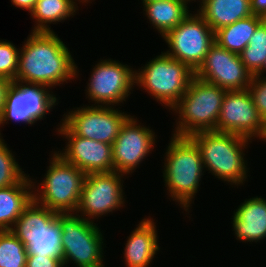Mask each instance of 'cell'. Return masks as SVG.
<instances>
[{
    "instance_id": "cell-1",
    "label": "cell",
    "mask_w": 266,
    "mask_h": 267,
    "mask_svg": "<svg viewBox=\"0 0 266 267\" xmlns=\"http://www.w3.org/2000/svg\"><path fill=\"white\" fill-rule=\"evenodd\" d=\"M56 32H30L20 47L15 81L56 88L79 76L78 66Z\"/></svg>"
},
{
    "instance_id": "cell-2",
    "label": "cell",
    "mask_w": 266,
    "mask_h": 267,
    "mask_svg": "<svg viewBox=\"0 0 266 267\" xmlns=\"http://www.w3.org/2000/svg\"><path fill=\"white\" fill-rule=\"evenodd\" d=\"M163 155L166 158L163 157L162 173L168 197L187 215L205 172L200 149L190 137L172 135Z\"/></svg>"
},
{
    "instance_id": "cell-3",
    "label": "cell",
    "mask_w": 266,
    "mask_h": 267,
    "mask_svg": "<svg viewBox=\"0 0 266 267\" xmlns=\"http://www.w3.org/2000/svg\"><path fill=\"white\" fill-rule=\"evenodd\" d=\"M190 138L200 149L205 171H209L218 180L231 184V187L234 185V188L248 181L250 171L245 149L253 141L236 134L217 131L196 132Z\"/></svg>"
},
{
    "instance_id": "cell-4",
    "label": "cell",
    "mask_w": 266,
    "mask_h": 267,
    "mask_svg": "<svg viewBox=\"0 0 266 267\" xmlns=\"http://www.w3.org/2000/svg\"><path fill=\"white\" fill-rule=\"evenodd\" d=\"M227 90L194 76L181 99L170 109L177 119L172 135L190 137L196 132L217 131Z\"/></svg>"
},
{
    "instance_id": "cell-5",
    "label": "cell",
    "mask_w": 266,
    "mask_h": 267,
    "mask_svg": "<svg viewBox=\"0 0 266 267\" xmlns=\"http://www.w3.org/2000/svg\"><path fill=\"white\" fill-rule=\"evenodd\" d=\"M51 155L42 182L32 179L34 200L58 214L75 213L86 174L55 151Z\"/></svg>"
},
{
    "instance_id": "cell-6",
    "label": "cell",
    "mask_w": 266,
    "mask_h": 267,
    "mask_svg": "<svg viewBox=\"0 0 266 267\" xmlns=\"http://www.w3.org/2000/svg\"><path fill=\"white\" fill-rule=\"evenodd\" d=\"M194 76L195 72L187 64L162 51L138 70L135 69V86L145 90L170 111L185 94Z\"/></svg>"
},
{
    "instance_id": "cell-7",
    "label": "cell",
    "mask_w": 266,
    "mask_h": 267,
    "mask_svg": "<svg viewBox=\"0 0 266 267\" xmlns=\"http://www.w3.org/2000/svg\"><path fill=\"white\" fill-rule=\"evenodd\" d=\"M61 227V250L64 267H104V233L95 221L76 213L57 214ZM104 263V264H103Z\"/></svg>"
},
{
    "instance_id": "cell-8",
    "label": "cell",
    "mask_w": 266,
    "mask_h": 267,
    "mask_svg": "<svg viewBox=\"0 0 266 267\" xmlns=\"http://www.w3.org/2000/svg\"><path fill=\"white\" fill-rule=\"evenodd\" d=\"M56 96L47 86L18 81L11 83L0 116V137L1 127L9 124L8 121L31 126L46 119V115L59 103Z\"/></svg>"
},
{
    "instance_id": "cell-9",
    "label": "cell",
    "mask_w": 266,
    "mask_h": 267,
    "mask_svg": "<svg viewBox=\"0 0 266 267\" xmlns=\"http://www.w3.org/2000/svg\"><path fill=\"white\" fill-rule=\"evenodd\" d=\"M85 94L98 106H119L135 88V68L119 60L100 59L93 65ZM124 101V102H123Z\"/></svg>"
},
{
    "instance_id": "cell-10",
    "label": "cell",
    "mask_w": 266,
    "mask_h": 267,
    "mask_svg": "<svg viewBox=\"0 0 266 267\" xmlns=\"http://www.w3.org/2000/svg\"><path fill=\"white\" fill-rule=\"evenodd\" d=\"M193 13H190L162 39L169 48L164 53L187 64L195 72L215 43V33L197 12Z\"/></svg>"
},
{
    "instance_id": "cell-11",
    "label": "cell",
    "mask_w": 266,
    "mask_h": 267,
    "mask_svg": "<svg viewBox=\"0 0 266 267\" xmlns=\"http://www.w3.org/2000/svg\"><path fill=\"white\" fill-rule=\"evenodd\" d=\"M123 176L127 177L116 171L87 174L75 213L86 220L98 221L99 217L123 208L126 203Z\"/></svg>"
},
{
    "instance_id": "cell-12",
    "label": "cell",
    "mask_w": 266,
    "mask_h": 267,
    "mask_svg": "<svg viewBox=\"0 0 266 267\" xmlns=\"http://www.w3.org/2000/svg\"><path fill=\"white\" fill-rule=\"evenodd\" d=\"M119 108L83 104L64 113L61 121L75 135L112 145L122 125L131 116Z\"/></svg>"
},
{
    "instance_id": "cell-13",
    "label": "cell",
    "mask_w": 266,
    "mask_h": 267,
    "mask_svg": "<svg viewBox=\"0 0 266 267\" xmlns=\"http://www.w3.org/2000/svg\"><path fill=\"white\" fill-rule=\"evenodd\" d=\"M156 136L154 130L139 123L135 115L130 116L112 144L113 171L132 175L155 148Z\"/></svg>"
},
{
    "instance_id": "cell-14",
    "label": "cell",
    "mask_w": 266,
    "mask_h": 267,
    "mask_svg": "<svg viewBox=\"0 0 266 267\" xmlns=\"http://www.w3.org/2000/svg\"><path fill=\"white\" fill-rule=\"evenodd\" d=\"M217 132L236 134L251 141L260 140L264 121L248 89L226 91L217 120Z\"/></svg>"
},
{
    "instance_id": "cell-15",
    "label": "cell",
    "mask_w": 266,
    "mask_h": 267,
    "mask_svg": "<svg viewBox=\"0 0 266 267\" xmlns=\"http://www.w3.org/2000/svg\"><path fill=\"white\" fill-rule=\"evenodd\" d=\"M61 123V124H60ZM55 132L63 139L66 146L55 150L66 162L73 164L86 175L113 171L112 145L75 135L62 121ZM64 150V151H63Z\"/></svg>"
},
{
    "instance_id": "cell-16",
    "label": "cell",
    "mask_w": 266,
    "mask_h": 267,
    "mask_svg": "<svg viewBox=\"0 0 266 267\" xmlns=\"http://www.w3.org/2000/svg\"><path fill=\"white\" fill-rule=\"evenodd\" d=\"M195 76L227 91L248 89L253 77L240 55L229 52L216 42L195 71Z\"/></svg>"
},
{
    "instance_id": "cell-17",
    "label": "cell",
    "mask_w": 266,
    "mask_h": 267,
    "mask_svg": "<svg viewBox=\"0 0 266 267\" xmlns=\"http://www.w3.org/2000/svg\"><path fill=\"white\" fill-rule=\"evenodd\" d=\"M231 223L235 238L244 243L266 238V199L262 196L244 199L233 211Z\"/></svg>"
},
{
    "instance_id": "cell-18",
    "label": "cell",
    "mask_w": 266,
    "mask_h": 267,
    "mask_svg": "<svg viewBox=\"0 0 266 267\" xmlns=\"http://www.w3.org/2000/svg\"><path fill=\"white\" fill-rule=\"evenodd\" d=\"M155 219L148 216L139 221L124 244V262L127 267H149L157 252L160 251L158 244V232Z\"/></svg>"
},
{
    "instance_id": "cell-19",
    "label": "cell",
    "mask_w": 266,
    "mask_h": 267,
    "mask_svg": "<svg viewBox=\"0 0 266 267\" xmlns=\"http://www.w3.org/2000/svg\"><path fill=\"white\" fill-rule=\"evenodd\" d=\"M197 5L196 12L214 32L253 15L250 0H200Z\"/></svg>"
},
{
    "instance_id": "cell-20",
    "label": "cell",
    "mask_w": 266,
    "mask_h": 267,
    "mask_svg": "<svg viewBox=\"0 0 266 267\" xmlns=\"http://www.w3.org/2000/svg\"><path fill=\"white\" fill-rule=\"evenodd\" d=\"M29 174L17 184L0 188V231L11 230L32 202L33 183Z\"/></svg>"
},
{
    "instance_id": "cell-21",
    "label": "cell",
    "mask_w": 266,
    "mask_h": 267,
    "mask_svg": "<svg viewBox=\"0 0 266 267\" xmlns=\"http://www.w3.org/2000/svg\"><path fill=\"white\" fill-rule=\"evenodd\" d=\"M187 0H161L143 3V14L161 37L179 25L189 14Z\"/></svg>"
},
{
    "instance_id": "cell-22",
    "label": "cell",
    "mask_w": 266,
    "mask_h": 267,
    "mask_svg": "<svg viewBox=\"0 0 266 267\" xmlns=\"http://www.w3.org/2000/svg\"><path fill=\"white\" fill-rule=\"evenodd\" d=\"M79 3L83 4L81 0H37L30 12L32 20L35 19L31 32H53L50 24L62 23L74 17L79 10Z\"/></svg>"
},
{
    "instance_id": "cell-23",
    "label": "cell",
    "mask_w": 266,
    "mask_h": 267,
    "mask_svg": "<svg viewBox=\"0 0 266 267\" xmlns=\"http://www.w3.org/2000/svg\"><path fill=\"white\" fill-rule=\"evenodd\" d=\"M264 20L265 18L263 17L251 15L240 19L233 24L219 28L214 32L215 42L229 52L239 55L248 45L249 40L257 27Z\"/></svg>"
},
{
    "instance_id": "cell-24",
    "label": "cell",
    "mask_w": 266,
    "mask_h": 267,
    "mask_svg": "<svg viewBox=\"0 0 266 267\" xmlns=\"http://www.w3.org/2000/svg\"><path fill=\"white\" fill-rule=\"evenodd\" d=\"M26 247L27 255L62 258L61 227L56 218L38 235H15Z\"/></svg>"
},
{
    "instance_id": "cell-25",
    "label": "cell",
    "mask_w": 266,
    "mask_h": 267,
    "mask_svg": "<svg viewBox=\"0 0 266 267\" xmlns=\"http://www.w3.org/2000/svg\"><path fill=\"white\" fill-rule=\"evenodd\" d=\"M57 214L33 199L17 219L11 231L14 235H38L45 231Z\"/></svg>"
},
{
    "instance_id": "cell-26",
    "label": "cell",
    "mask_w": 266,
    "mask_h": 267,
    "mask_svg": "<svg viewBox=\"0 0 266 267\" xmlns=\"http://www.w3.org/2000/svg\"><path fill=\"white\" fill-rule=\"evenodd\" d=\"M252 75H256L266 61V19L257 27L248 45L239 54Z\"/></svg>"
},
{
    "instance_id": "cell-27",
    "label": "cell",
    "mask_w": 266,
    "mask_h": 267,
    "mask_svg": "<svg viewBox=\"0 0 266 267\" xmlns=\"http://www.w3.org/2000/svg\"><path fill=\"white\" fill-rule=\"evenodd\" d=\"M25 245L11 230L0 231V267H26Z\"/></svg>"
},
{
    "instance_id": "cell-28",
    "label": "cell",
    "mask_w": 266,
    "mask_h": 267,
    "mask_svg": "<svg viewBox=\"0 0 266 267\" xmlns=\"http://www.w3.org/2000/svg\"><path fill=\"white\" fill-rule=\"evenodd\" d=\"M16 160L14 152L0 137V188H5L23 180L27 174Z\"/></svg>"
},
{
    "instance_id": "cell-29",
    "label": "cell",
    "mask_w": 266,
    "mask_h": 267,
    "mask_svg": "<svg viewBox=\"0 0 266 267\" xmlns=\"http://www.w3.org/2000/svg\"><path fill=\"white\" fill-rule=\"evenodd\" d=\"M4 40H0V77L13 83L18 70L20 48H17L12 42Z\"/></svg>"
},
{
    "instance_id": "cell-30",
    "label": "cell",
    "mask_w": 266,
    "mask_h": 267,
    "mask_svg": "<svg viewBox=\"0 0 266 267\" xmlns=\"http://www.w3.org/2000/svg\"><path fill=\"white\" fill-rule=\"evenodd\" d=\"M254 105L261 119L266 122V78L253 75L250 85L248 86Z\"/></svg>"
},
{
    "instance_id": "cell-31",
    "label": "cell",
    "mask_w": 266,
    "mask_h": 267,
    "mask_svg": "<svg viewBox=\"0 0 266 267\" xmlns=\"http://www.w3.org/2000/svg\"><path fill=\"white\" fill-rule=\"evenodd\" d=\"M26 267H64L62 258L31 254L27 255Z\"/></svg>"
},
{
    "instance_id": "cell-32",
    "label": "cell",
    "mask_w": 266,
    "mask_h": 267,
    "mask_svg": "<svg viewBox=\"0 0 266 267\" xmlns=\"http://www.w3.org/2000/svg\"><path fill=\"white\" fill-rule=\"evenodd\" d=\"M250 2L253 15L266 19V0H250Z\"/></svg>"
},
{
    "instance_id": "cell-33",
    "label": "cell",
    "mask_w": 266,
    "mask_h": 267,
    "mask_svg": "<svg viewBox=\"0 0 266 267\" xmlns=\"http://www.w3.org/2000/svg\"><path fill=\"white\" fill-rule=\"evenodd\" d=\"M11 83L12 82L7 80L6 78L0 77V116H1L4 104H5L6 91L8 90Z\"/></svg>"
},
{
    "instance_id": "cell-34",
    "label": "cell",
    "mask_w": 266,
    "mask_h": 267,
    "mask_svg": "<svg viewBox=\"0 0 266 267\" xmlns=\"http://www.w3.org/2000/svg\"><path fill=\"white\" fill-rule=\"evenodd\" d=\"M37 0H11L13 6L19 9L27 10L30 13L36 3Z\"/></svg>"
},
{
    "instance_id": "cell-35",
    "label": "cell",
    "mask_w": 266,
    "mask_h": 267,
    "mask_svg": "<svg viewBox=\"0 0 266 267\" xmlns=\"http://www.w3.org/2000/svg\"><path fill=\"white\" fill-rule=\"evenodd\" d=\"M264 73H266V61H265L264 65H263L262 69L256 75L260 76V77H263V78H266V76H264Z\"/></svg>"
},
{
    "instance_id": "cell-36",
    "label": "cell",
    "mask_w": 266,
    "mask_h": 267,
    "mask_svg": "<svg viewBox=\"0 0 266 267\" xmlns=\"http://www.w3.org/2000/svg\"><path fill=\"white\" fill-rule=\"evenodd\" d=\"M262 140H263V142L264 141L266 142V122L264 123V132H263V135L260 138V141H262Z\"/></svg>"
},
{
    "instance_id": "cell-37",
    "label": "cell",
    "mask_w": 266,
    "mask_h": 267,
    "mask_svg": "<svg viewBox=\"0 0 266 267\" xmlns=\"http://www.w3.org/2000/svg\"><path fill=\"white\" fill-rule=\"evenodd\" d=\"M142 4L143 3H151V2H155V1H161V0H141Z\"/></svg>"
},
{
    "instance_id": "cell-38",
    "label": "cell",
    "mask_w": 266,
    "mask_h": 267,
    "mask_svg": "<svg viewBox=\"0 0 266 267\" xmlns=\"http://www.w3.org/2000/svg\"><path fill=\"white\" fill-rule=\"evenodd\" d=\"M92 1H94V0H81V2L85 4V6L88 3H92Z\"/></svg>"
},
{
    "instance_id": "cell-39",
    "label": "cell",
    "mask_w": 266,
    "mask_h": 267,
    "mask_svg": "<svg viewBox=\"0 0 266 267\" xmlns=\"http://www.w3.org/2000/svg\"><path fill=\"white\" fill-rule=\"evenodd\" d=\"M187 1H189V3H191L192 1H194V2L198 1L199 2L200 0H197V1L196 0H187Z\"/></svg>"
}]
</instances>
